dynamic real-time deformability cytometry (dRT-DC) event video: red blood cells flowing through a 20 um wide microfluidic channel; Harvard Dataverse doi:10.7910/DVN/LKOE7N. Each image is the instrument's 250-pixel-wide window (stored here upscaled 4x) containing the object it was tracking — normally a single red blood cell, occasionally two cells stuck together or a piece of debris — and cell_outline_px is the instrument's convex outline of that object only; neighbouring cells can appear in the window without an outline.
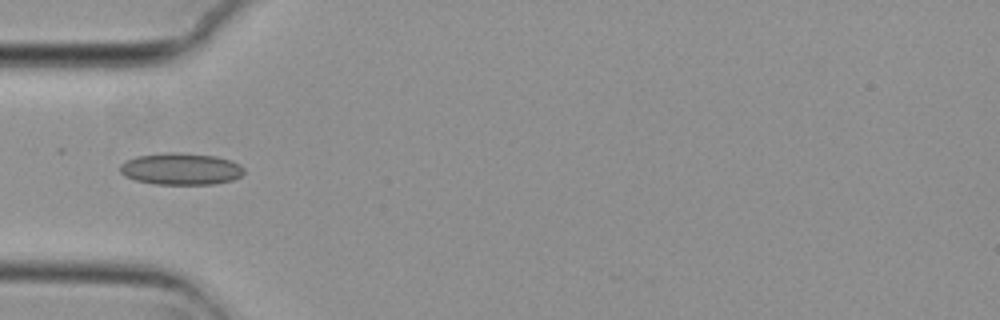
{"species": "common noctule bat (a hibernating species)", "species_latin": "Nyctalus noctula", "temperature_condition": "cold", "stored_images_in_passage": 5, "camera_frame_rate_fps": 3000, "um_per_image_px": 0.085, "animal": {"sex": "female", "body_mass_g": 29.2, "forearm_length_mm": 56.3}, "frame": {"image": 1, "passage_image": 4, "time_ms": 1.0, "image_size_px": [1000, 320], "cell_outline_px": [[244, 172], [240, 176], [232, 180], [216, 184], [152, 184], [136, 180], [124, 176], [120, 172], [120, 164], [136, 156], [168, 152], [176, 152], [216, 156], [232, 160], [240, 164], [244, 168]], "centroid_in_image_um": [15.39, 14.36], "position_along_channel_um": 69.6, "area_um2": 23.12}}
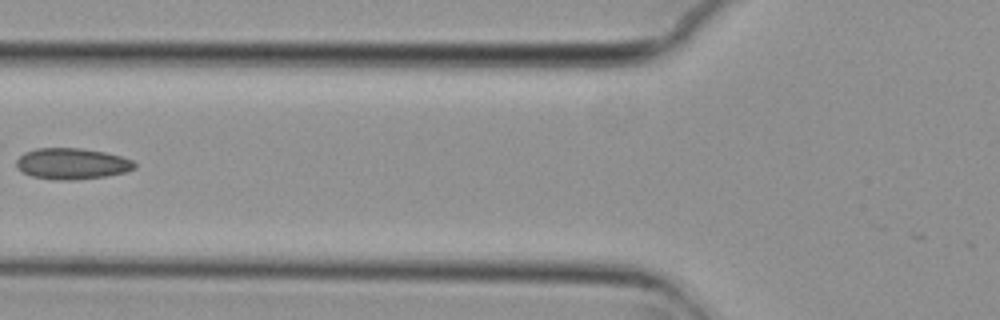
{"frame": {"image": 2, "passage_image": 5, "time_ms": 1.333, "image_size_px": [1000, 320], "cell_outline_px": [[136, 168], [124, 172], [104, 176], [72, 180], [56, 180], [32, 176], [24, 172], [16, 164], [16, 160], [24, 152], [36, 148], [80, 148], [104, 152], [120, 156], [132, 160], [136, 164]], "centroid_in_image_um": [6.12, 13.91], "position_along_channel_um": 119.7, "area_um2": 21.21}}